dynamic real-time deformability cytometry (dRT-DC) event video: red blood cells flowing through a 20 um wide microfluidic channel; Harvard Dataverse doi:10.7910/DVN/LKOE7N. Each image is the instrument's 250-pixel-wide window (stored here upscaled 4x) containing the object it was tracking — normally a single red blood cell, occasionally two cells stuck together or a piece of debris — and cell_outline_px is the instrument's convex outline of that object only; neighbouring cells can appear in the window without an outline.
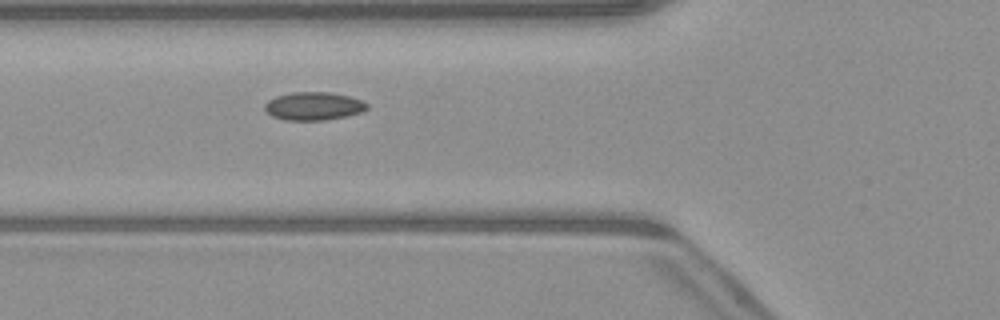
{"species": "common noctule bat (a hibernating species)", "species_latin": "Nyctalus noctula", "temperature_condition": "warm", "stored_images_in_passage": 6, "camera_frame_rate_fps": 3000, "um_per_image_px": 0.085, "animal": {"sex": "male", "body_mass_g": 23.1, "forearm_length_mm": 52.7}, "frame": {"image": 1, "passage_image": 6, "time_ms": 7.0, "image_size_px": [1000, 320], "cell_outline_px": [[368, 108], [360, 112], [344, 116], [324, 120], [284, 120], [272, 116], [264, 108], [264, 104], [268, 100], [276, 96], [292, 92], [328, 92], [348, 96], [364, 100], [368, 104]], "centroid_in_image_um": [26.64, 9.01], "position_along_channel_um": 99.2, "area_um2": 16.7}}